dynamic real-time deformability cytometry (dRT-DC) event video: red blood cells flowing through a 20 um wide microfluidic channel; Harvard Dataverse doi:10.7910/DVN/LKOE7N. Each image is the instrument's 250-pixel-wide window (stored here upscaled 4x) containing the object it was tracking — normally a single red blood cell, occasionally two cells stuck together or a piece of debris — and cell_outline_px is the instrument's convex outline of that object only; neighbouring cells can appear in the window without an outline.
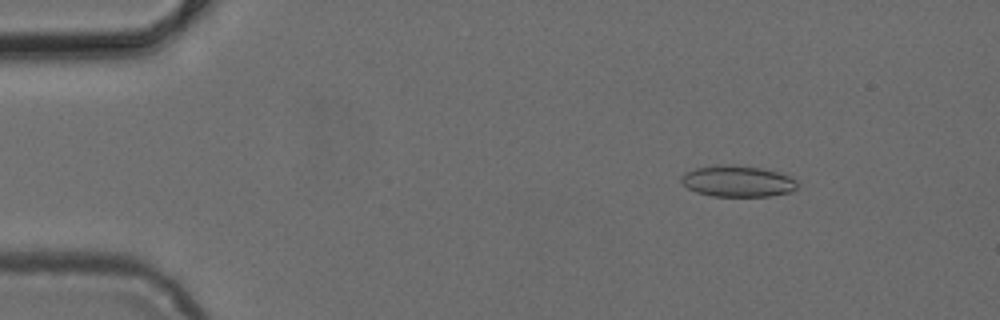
{"species": "common noctule bat (a hibernating species)", "species_latin": "Nyctalus noctula", "temperature_condition": "cold", "stored_images_in_passage": 50, "camera_frame_rate_fps": 3000, "um_per_image_px": 0.085, "animal": {"sex": "female", "body_mass_g": 24.6, "forearm_length_mm": 56.2}, "frame": {"image": 1, "passage_image": 7, "time_ms": 2.0, "image_size_px": [1000, 320], "cell_outline_px": [[796, 188], [792, 192], [768, 196], [712, 196], [696, 192], [688, 188], [680, 180], [680, 176], [684, 172], [696, 168], [716, 164], [720, 164], [760, 168], [780, 172], [796, 180]], "centroid_in_image_um": [62.67, 15.4], "position_along_channel_um": 22.3, "area_um2": 21.1}}
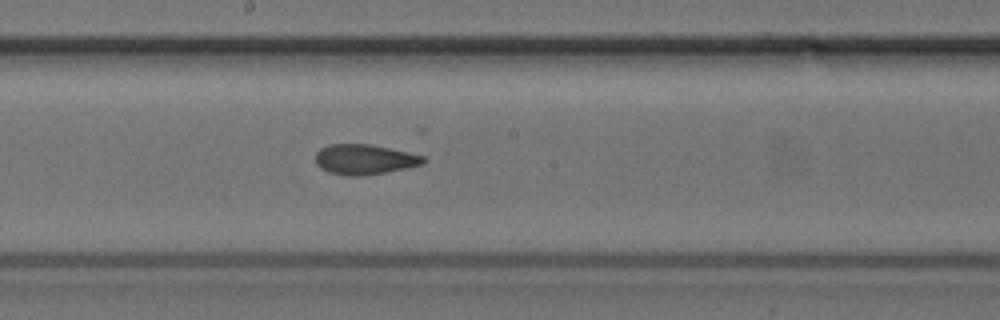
{"frame": {"image": 2, "passage_image": 27, "time_ms": 8.667, "image_size_px": [1000, 320], "cell_outline_px": [[428, 160], [424, 164], [408, 168], [360, 176], [348, 176], [328, 172], [320, 168], [316, 164], [316, 152], [320, 148], [328, 144], [368, 144], [408, 152], [424, 156]], "centroid_in_image_um": [30.98, 13.55], "position_along_channel_um": 217.2, "area_um2": 19.02}}
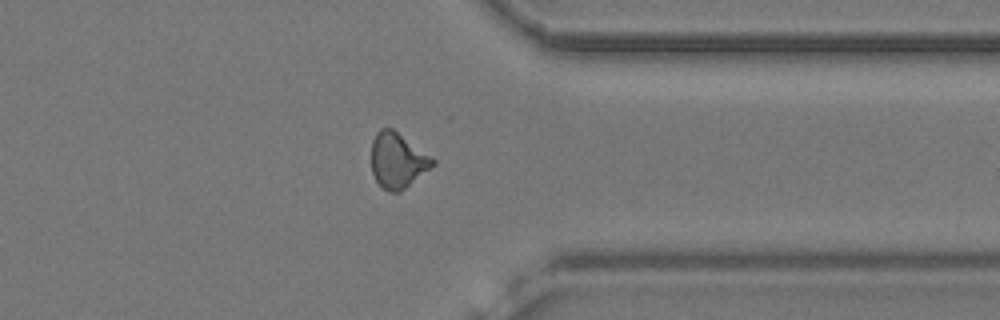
{"frame": {"image": 3, "passage_image": 39, "time_ms": 12.667, "image_size_px": [1000, 320], "cell_outline_px": [[436, 164], [400, 192], [388, 192], [376, 180], [372, 172], [372, 140], [376, 132], [380, 128], [392, 128], [436, 160]], "centroid_in_image_um": [33.79, 13.64], "position_along_channel_um": 377.6, "area_um2": 19.59}}